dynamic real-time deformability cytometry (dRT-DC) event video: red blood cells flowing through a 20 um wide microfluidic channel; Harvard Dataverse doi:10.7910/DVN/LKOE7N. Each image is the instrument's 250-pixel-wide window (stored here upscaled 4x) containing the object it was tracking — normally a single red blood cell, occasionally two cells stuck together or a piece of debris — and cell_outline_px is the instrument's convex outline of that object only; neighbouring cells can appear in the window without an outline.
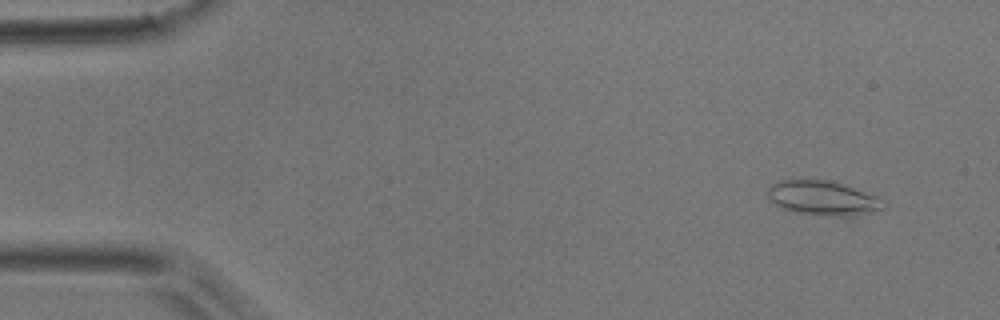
{"species": "common noctule bat (a hibernating species)", "species_latin": "Nyctalus noctula", "temperature_condition": "room temperature", "stored_images_in_passage": 49, "camera_frame_rate_fps": 3000, "um_per_image_px": 0.085, "animal": {"sex": "male", "body_mass_g": 17.9}, "frame": {"image": 1, "passage_image": 2, "time_ms": 0.333, "image_size_px": [1000, 320], "cell_outline_px": [[884, 208], [856, 216], [840, 216], [796, 212], [784, 208], [776, 204], [768, 196], [768, 188], [772, 184], [780, 180], [824, 180], [840, 184], [876, 196], [884, 200]], "centroid_in_image_um": [69.95, 16.84], "position_along_channel_um": 15.0, "area_um2": 22.54}}
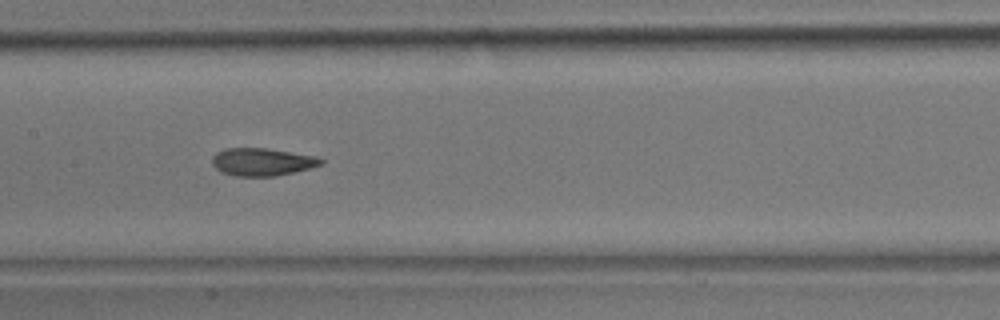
{"frame": {"image": 2, "passage_image": 23, "time_ms": 7.333, "image_size_px": [1000, 320], "cell_outline_px": [[324, 160], [320, 164], [308, 168], [276, 176], [236, 176], [220, 172], [212, 164], [212, 156], [216, 152], [224, 148], [264, 148], [312, 156]], "centroid_in_image_um": [22.18, 13.76], "position_along_channel_um": 185.2, "area_um2": 17.22}}
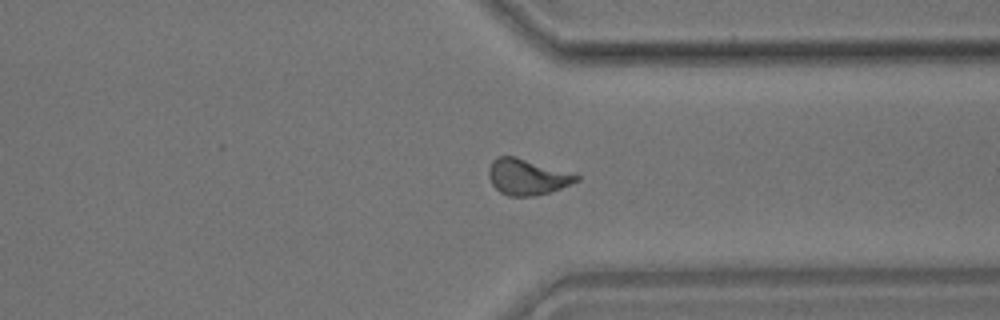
{"frame": {"image": 3, "passage_image": 37, "time_ms": 12.0, "image_size_px": [1000, 320], "cell_outline_px": [[580, 180], [560, 188], [536, 196], [508, 196], [500, 192], [492, 184], [488, 176], [488, 168], [492, 160], [496, 156], [516, 156], [576, 172], [580, 176]], "centroid_in_image_um": [44.84, 15.01], "position_along_channel_um": 366.6, "area_um2": 18.84}, "authors_computed_cell_mechanics": {"area_um2": 18.0336, "velocity_mm_per_s": 3.9068, "shape_relaxation_time_tau1_ms": 8.159, "shape_relaxation_time_tau2_ms": 1.9169, "deformation_change_tau1": 0.1944, "deformation_change_tau2": 0.0845}}